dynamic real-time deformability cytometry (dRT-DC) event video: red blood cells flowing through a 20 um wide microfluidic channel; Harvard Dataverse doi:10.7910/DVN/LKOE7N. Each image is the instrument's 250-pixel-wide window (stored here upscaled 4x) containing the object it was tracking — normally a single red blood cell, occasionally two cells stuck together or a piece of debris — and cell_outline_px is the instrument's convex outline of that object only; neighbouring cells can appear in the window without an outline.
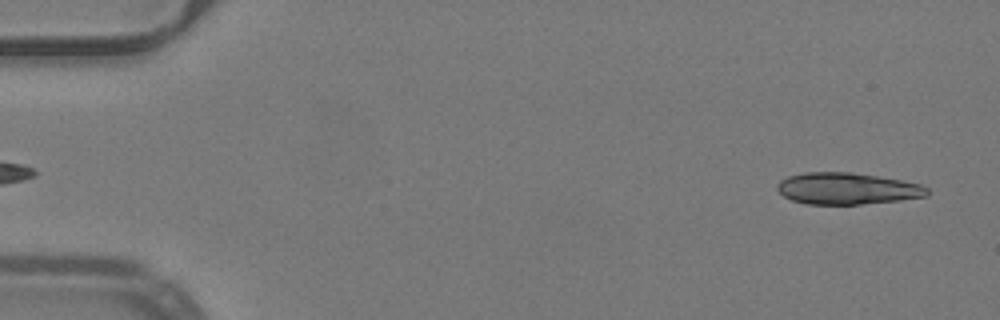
{"species": "common noctule bat (a hibernating species)", "species_latin": "Nyctalus noctula", "temperature_condition": "warm", "stored_images_in_passage": 46, "segment_of_instrument_passage": [1, 2], "camera_frame_rate_fps": 3000, "um_per_image_px": 0.085, "animal": {"sex": "male", "body_mass_g": 19.2, "forearm_length_mm": 51.8}, "frame": {"image": 1, "passage_image": 2, "time_ms": 0.333, "image_size_px": [1000, 320], "cell_outline_px": [[928, 196], [900, 200], [860, 204], [804, 204], [792, 200], [784, 196], [776, 188], [776, 184], [780, 180], [788, 176], [804, 172], [852, 172], [900, 180], [920, 184], [928, 188]], "centroid_in_image_um": [71.98, 16.03], "position_along_channel_um": 13.0, "area_um2": 27.63}}